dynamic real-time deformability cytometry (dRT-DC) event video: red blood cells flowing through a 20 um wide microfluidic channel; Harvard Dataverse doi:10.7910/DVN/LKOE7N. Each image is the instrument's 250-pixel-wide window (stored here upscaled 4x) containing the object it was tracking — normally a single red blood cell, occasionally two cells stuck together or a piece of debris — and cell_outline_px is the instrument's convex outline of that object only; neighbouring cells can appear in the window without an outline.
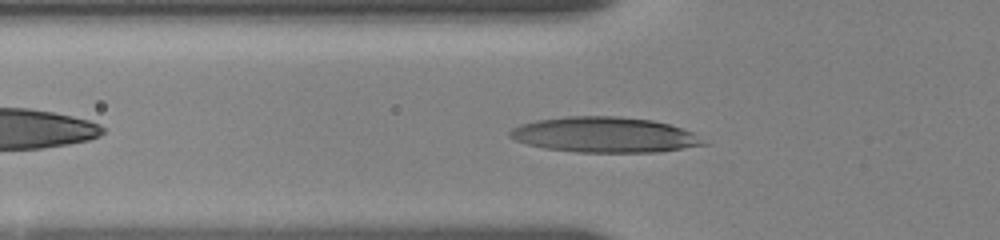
{"species": "human", "species_latin": "Homo sapiens", "temperature_condition": "room temperature", "stored_images_in_passage": 13, "camera_frame_rate_fps": 3000, "um_per_image_px": 0.085, "donor": {"sex": "female"}, "frame": {"image": 1, "passage_image": 8, "time_ms": 2.333, "image_size_px": [1000, 240], "cell_outline_px": [[712, 144], [660, 152], [576, 152], [544, 148], [528, 144], [516, 140], [508, 136], [508, 132], [512, 128], [520, 124], [536, 120], [564, 116], [620, 116], [652, 120], [668, 124], [692, 132]], "centroid_in_image_um": [51.41, 11.46], "position_along_channel_um": 74.4, "area_um2": 40.23}}
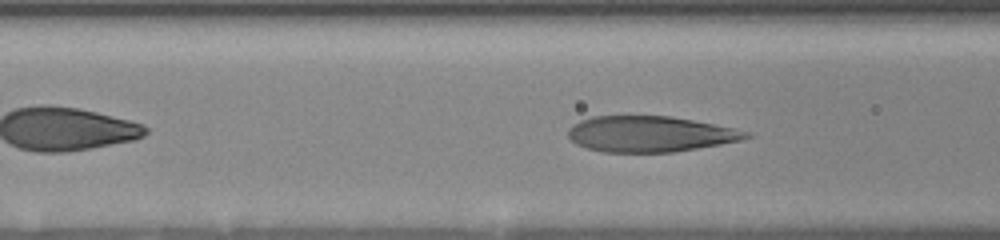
{"frame": {"image": 2, "passage_image": 11, "time_ms": 3.333, "image_size_px": [1000, 240], "cell_outline_px": [[756, 136], [740, 140], [720, 144], [672, 152], [604, 152], [588, 148], [576, 144], [568, 136], [568, 128], [572, 124], [580, 120], [592, 116], [672, 116], [732, 128], [748, 132]], "centroid_in_image_um": [55.22, 11.38], "position_along_channel_um": 111.4, "area_um2": 36.93}}